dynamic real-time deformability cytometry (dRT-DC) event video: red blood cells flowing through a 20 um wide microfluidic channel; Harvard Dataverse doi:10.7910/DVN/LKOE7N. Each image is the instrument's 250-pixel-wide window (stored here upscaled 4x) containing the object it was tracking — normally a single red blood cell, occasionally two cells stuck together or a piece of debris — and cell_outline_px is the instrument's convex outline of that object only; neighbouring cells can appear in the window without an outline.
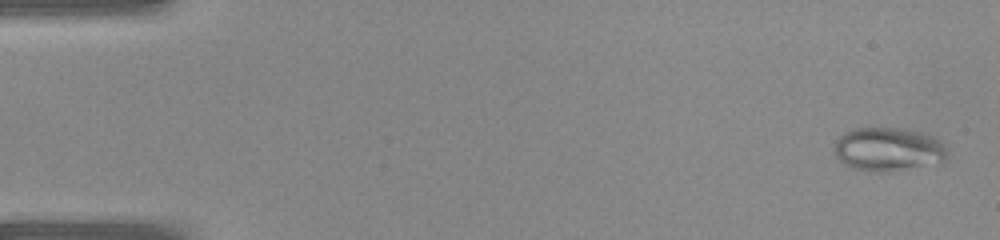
{"species": "common noctule bat (a hibernating species)", "species_latin": "Nyctalus noctula", "temperature_condition": "warm", "stored_images_in_passage": 37, "camera_frame_rate_fps": 3000, "um_per_image_px": 0.085, "animal": {"sex": "female", "body_mass_g": 22.0, "forearm_length_mm": 56.7}, "frame": {"image": 1, "passage_image": 2, "time_ms": 0.333, "image_size_px": [1000, 240], "cell_outline_px": [[944, 152], [940, 156], [916, 164], [892, 168], [860, 168], [848, 164], [840, 160], [836, 152], [836, 144], [848, 132], [856, 128], [888, 128], [912, 132], [928, 136], [936, 140], [940, 144]], "centroid_in_image_um": [75.32, 12.6], "position_along_channel_um": 9.7, "area_um2": 24.62}}
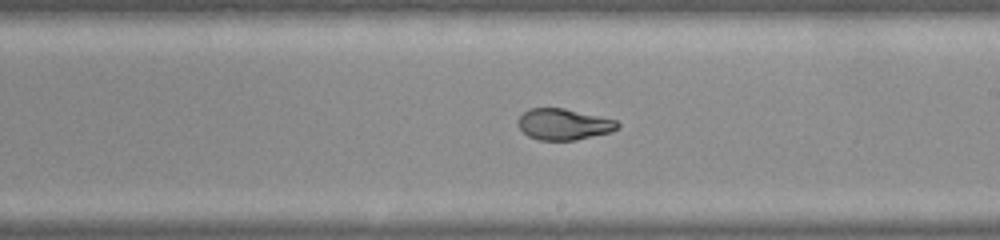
{"frame": {"image": 2, "passage_image": 24, "time_ms": 7.667, "image_size_px": [1000, 240], "cell_outline_px": [[620, 124], [616, 128], [608, 132], [572, 140], [540, 140], [528, 136], [520, 128], [520, 116], [524, 112], [532, 108], [564, 108], [616, 120]], "centroid_in_image_um": [47.9, 10.55], "position_along_channel_um": 241.1, "area_um2": 17.51}}
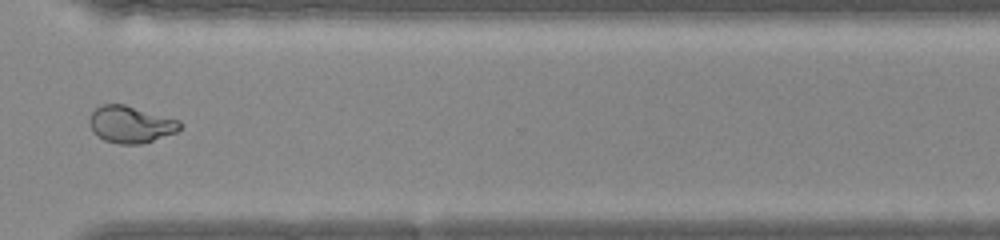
{"frame": {"image": 3, "passage_image": 31, "time_ms": 10.0, "image_size_px": [1000, 240], "cell_outline_px": [[180, 128], [176, 132], [140, 144], [120, 144], [104, 140], [92, 132], [88, 124], [88, 120], [92, 112], [96, 108], [104, 104], [124, 104], [180, 120]], "centroid_in_image_um": [11.06, 10.57], "position_along_channel_um": 359.5, "area_um2": 19.36}}